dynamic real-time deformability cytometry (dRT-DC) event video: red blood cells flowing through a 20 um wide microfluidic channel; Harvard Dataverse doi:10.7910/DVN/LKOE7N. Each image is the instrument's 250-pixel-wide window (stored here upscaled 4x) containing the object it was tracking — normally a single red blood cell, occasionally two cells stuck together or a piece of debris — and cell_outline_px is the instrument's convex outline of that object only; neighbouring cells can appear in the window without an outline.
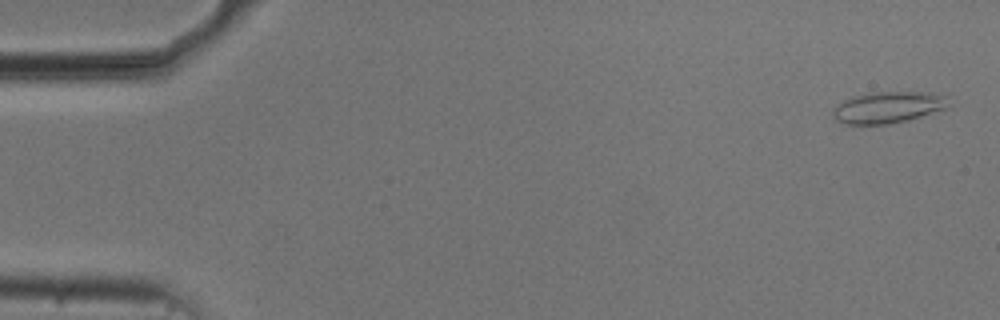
{"species": "common noctule bat (a hibernating species)", "species_latin": "Nyctalus noctula", "temperature_condition": "cold", "stored_images_in_passage": 54, "camera_frame_rate_fps": 3000, "um_per_image_px": 0.085, "animal": {"sex": "male", "body_mass_g": 20.5, "forearm_length_mm": 52.5}, "frame": {"image": 1, "passage_image": 2, "time_ms": 0.333, "image_size_px": [1000, 320], "cell_outline_px": [[948, 108], [908, 120], [888, 124], [848, 124], [836, 120], [832, 116], [832, 108], [836, 104], [852, 96], [868, 92], [948, 92]], "centroid_in_image_um": [75.52, 9.1], "position_along_channel_um": 9.5, "area_um2": 21.73}}
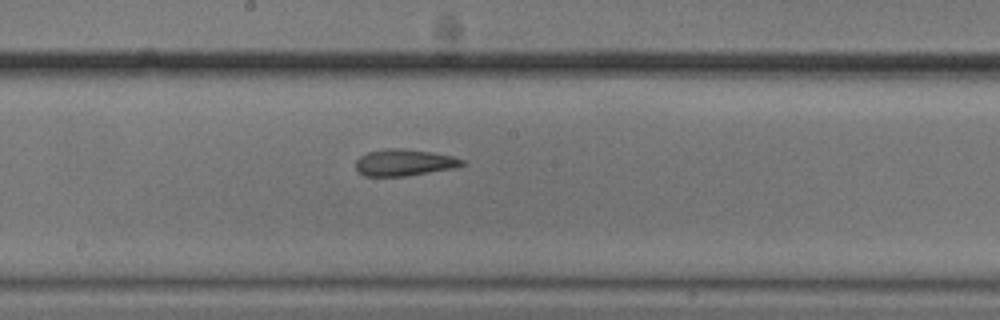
{"frame": {"image": 2, "passage_image": 29, "time_ms": 9.333, "image_size_px": [1000, 320], "cell_outline_px": [[468, 164], [456, 168], [408, 176], [364, 176], [356, 168], [356, 160], [360, 156], [368, 152], [384, 148], [400, 148], [432, 152], [452, 156], [464, 160]], "centroid_in_image_um": [34.4, 13.82], "position_along_channel_um": 213.8, "area_um2": 16.7}}
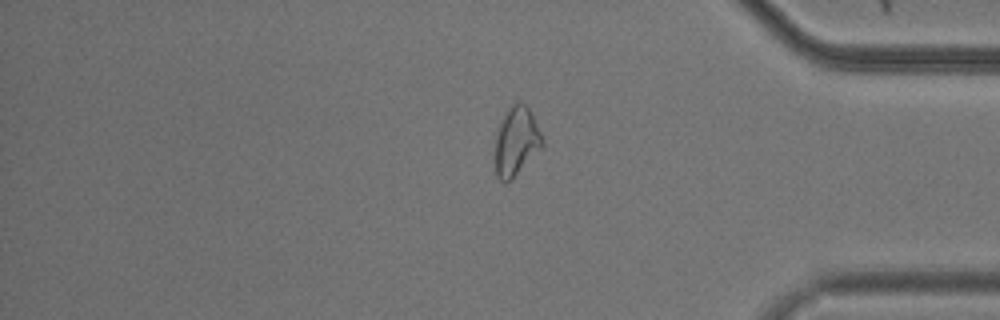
{"frame": {"image": 3, "passage_image": 45, "time_ms": 14.667, "image_size_px": [1000, 320], "cell_outline_px": [[544, 144], [512, 180], [500, 180], [496, 176], [496, 132], [500, 120], [508, 104], [516, 100], [520, 100], [528, 108], [544, 140]], "centroid_in_image_um": [43.86, 11.95], "position_along_channel_um": 391.3, "area_um2": 18.96}, "authors_computed_cell_mechanics": {"area_um2": 18.3804, "velocity_mm_per_s": 3.7337, "shape_relaxation_time_tau1_ms": null, "shape_relaxation_time_tau2_ms": 3.6262, "deformation_change_tau1": null, "deformation_change_tau2": 0.0992}}